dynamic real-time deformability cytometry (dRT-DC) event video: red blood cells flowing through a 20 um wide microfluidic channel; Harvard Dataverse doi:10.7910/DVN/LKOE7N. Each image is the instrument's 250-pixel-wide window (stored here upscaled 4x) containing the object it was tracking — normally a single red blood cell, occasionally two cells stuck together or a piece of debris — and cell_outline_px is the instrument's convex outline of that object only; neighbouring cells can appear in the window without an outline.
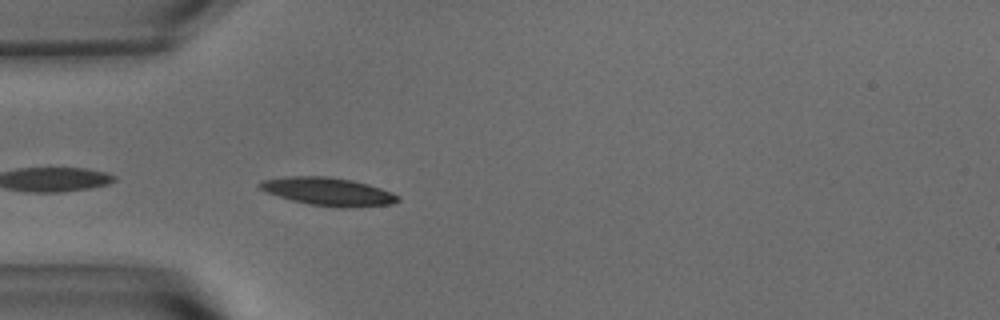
{"species": "common noctule bat (a hibernating species)", "species_latin": "Nyctalus noctula", "temperature_condition": "warm", "stored_images_in_passage": 7, "camera_frame_rate_fps": 3000, "um_per_image_px": 0.085, "animal": {"sex": "male", "body_mass_g": 15.6}, "frame": {"image": 1, "passage_image": 3, "time_ms": 0.667, "image_size_px": [1000, 320], "cell_outline_px": [[400, 200], [392, 204], [352, 208], [340, 208], [308, 204], [292, 200], [264, 192], [256, 184], [260, 180], [288, 176], [328, 176], [352, 180], [368, 184], [392, 192], [400, 196]], "centroid_in_image_um": [27.88, 16.29], "position_along_channel_um": 57.1, "area_um2": 22.89}}